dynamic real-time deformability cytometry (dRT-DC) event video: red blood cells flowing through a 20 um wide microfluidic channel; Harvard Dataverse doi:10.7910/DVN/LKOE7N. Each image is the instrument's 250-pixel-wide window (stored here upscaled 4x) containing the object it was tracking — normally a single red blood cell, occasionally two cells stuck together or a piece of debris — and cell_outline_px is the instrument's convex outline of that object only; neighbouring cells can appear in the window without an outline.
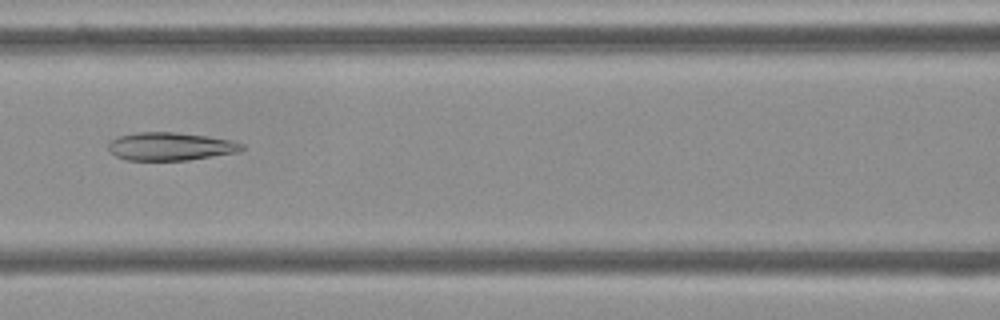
{"species": "Egyptian fruit bat (a non-hibernating species)", "species_latin": "Rousettus aegyptiacus", "temperature_condition": "cold", "stored_images_in_passage": 53, "camera_frame_rate_fps": 3000, "um_per_image_px": 0.085, "frame": {"image": 1, "passage_image": 23, "time_ms": 7.333, "image_size_px": [1000, 320], "cell_outline_px": [[244, 148], [240, 152], [188, 160], [128, 160], [116, 156], [108, 148], [108, 144], [116, 136], [136, 132], [176, 132], [232, 140], [244, 144]], "centroid_in_image_um": [14.5, 12.44], "position_along_channel_um": 152.1, "area_um2": 21.85}}
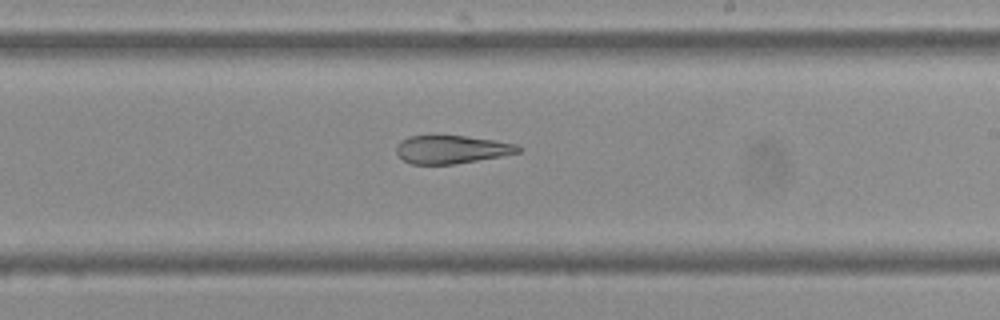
{"frame": {"image": 2, "passage_image": 31, "time_ms": 10.0, "image_size_px": [1000, 320], "cell_outline_px": [[524, 148], [520, 152], [500, 156], [456, 164], [412, 164], [404, 160], [396, 152], [396, 144], [400, 140], [408, 136], [464, 136], [496, 140], [516, 144]], "centroid_in_image_um": [38.39, 12.7], "position_along_channel_um": 250.6, "area_um2": 20.0}}
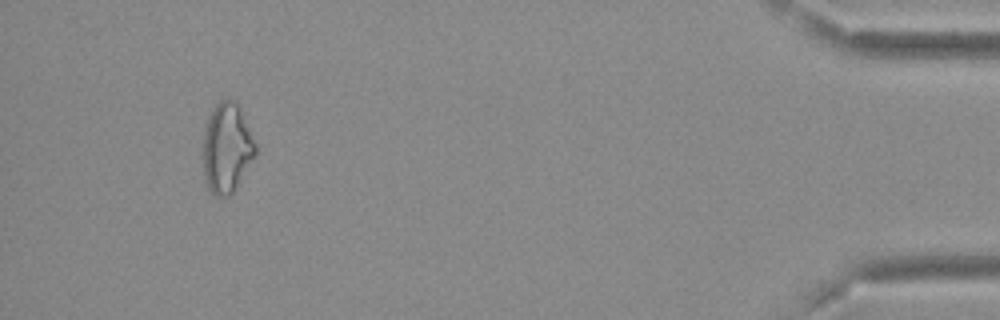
{"frame": {"image": 3, "passage_image": 50, "time_ms": 16.333, "image_size_px": [1000, 320], "cell_outline_px": [[256, 156], [232, 192], [228, 196], [216, 196], [208, 188], [204, 176], [204, 132], [208, 116], [212, 108], [220, 100], [232, 96], [256, 144]], "centroid_in_image_um": [19.27, 12.56], "position_along_channel_um": 415.9, "area_um2": 26.99}, "authors_computed_cell_mechanics": {"area_um2": 25.6632, "velocity_mm_per_s": 3.7019, "shape_relaxation_time_tau1_ms": null, "shape_relaxation_time_tau2_ms": 5.123, "deformation_change_tau1": null, "deformation_change_tau2": 0.1223}}